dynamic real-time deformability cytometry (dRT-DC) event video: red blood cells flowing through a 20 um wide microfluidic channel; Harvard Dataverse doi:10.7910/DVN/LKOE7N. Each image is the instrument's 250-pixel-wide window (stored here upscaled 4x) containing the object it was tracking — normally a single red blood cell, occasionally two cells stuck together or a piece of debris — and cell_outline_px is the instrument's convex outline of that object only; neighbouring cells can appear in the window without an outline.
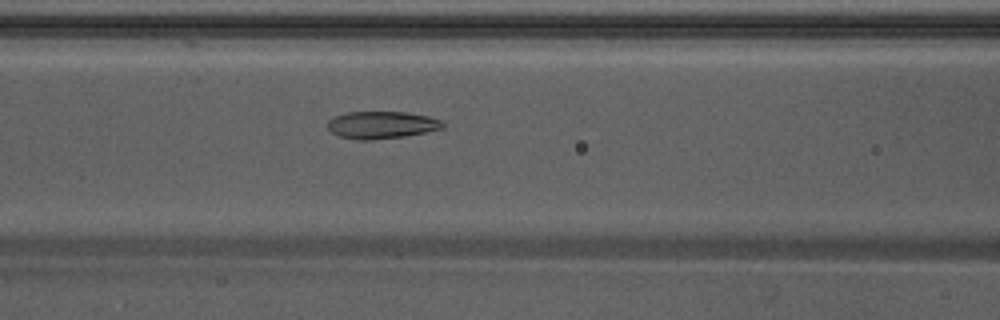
{"species": "Egyptian fruit bat (a non-hibernating species)", "species_latin": "Rousettus aegyptiacus", "temperature_condition": "warm", "stored_images_in_passage": 33, "camera_frame_rate_fps": 3000, "um_per_image_px": 0.085, "animal": {"sex": "male"}, "frame": {"image": 1, "passage_image": 9, "time_ms": 2.667, "image_size_px": [1000, 320], "cell_outline_px": [[444, 128], [404, 136], [372, 140], [360, 140], [340, 136], [332, 132], [328, 128], [328, 120], [336, 116], [348, 112], [404, 112], [428, 116], [440, 120], [444, 124]], "centroid_in_image_um": [32.43, 10.62], "position_along_channel_um": 134.2, "area_um2": 18.09}}
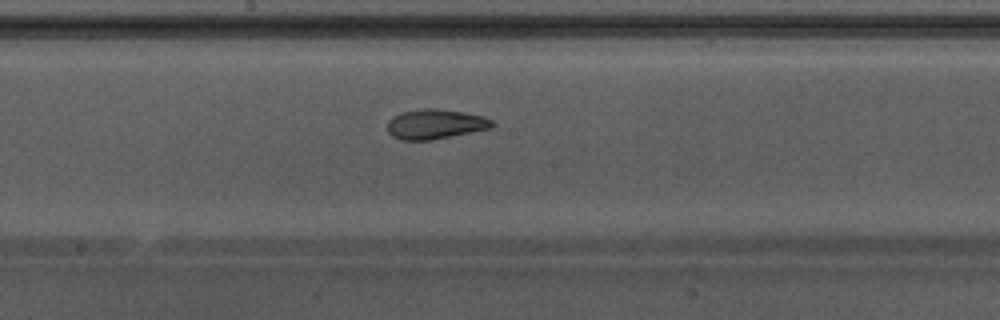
{"frame": {"image": 2, "passage_image": 15, "time_ms": 4.667, "image_size_px": [1000, 320], "cell_outline_px": [[496, 124], [492, 128], [432, 140], [400, 140], [392, 136], [388, 132], [388, 120], [392, 116], [400, 112], [420, 108], [436, 108], [464, 112], [484, 116], [492, 120]], "centroid_in_image_um": [37.0, 10.54], "position_along_channel_um": 211.2, "area_um2": 18.5}}
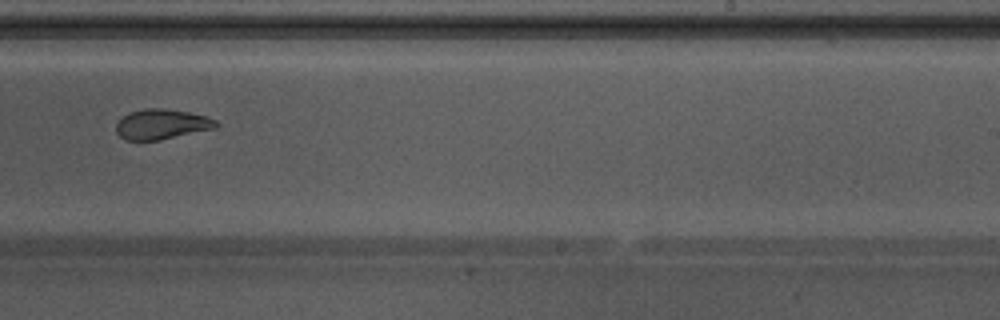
{"frame": {"image": 3, "passage_image": 20, "time_ms": 6.333, "image_size_px": [1000, 320], "cell_outline_px": [[220, 124], [216, 128], [156, 140], [124, 140], [116, 132], [116, 124], [128, 112], [144, 108], [164, 108], [188, 112], [204, 116], [216, 120]], "centroid_in_image_um": [13.72, 10.55], "position_along_channel_um": 275.3, "area_um2": 17.4}, "authors_computed_cell_mechanics": {"area_um2": 18.496, "velocity_mm_per_s": 3.8562, "shape_relaxation_time_tau1_ms": 11.1688, "shape_relaxation_time_tau2_ms": 1.9113, "deformation_change_tau1": 0.2603, "deformation_change_tau2": 0.0768}}